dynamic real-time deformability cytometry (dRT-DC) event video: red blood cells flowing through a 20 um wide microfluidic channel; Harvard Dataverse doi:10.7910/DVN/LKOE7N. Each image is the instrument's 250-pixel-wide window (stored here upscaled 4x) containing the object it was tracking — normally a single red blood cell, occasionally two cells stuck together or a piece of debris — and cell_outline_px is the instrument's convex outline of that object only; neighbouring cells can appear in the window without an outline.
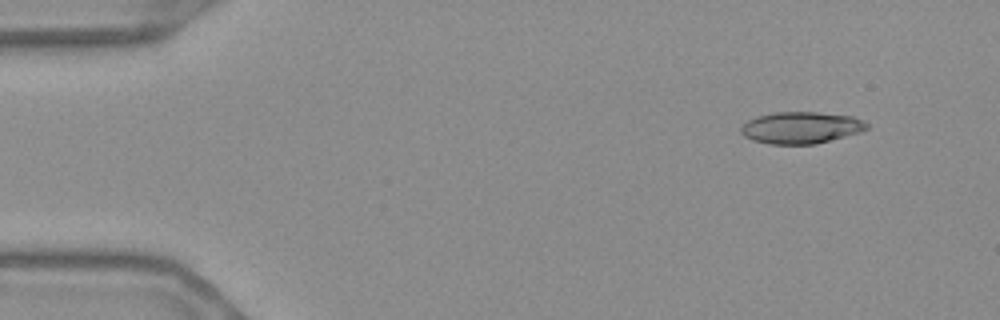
{"species": "Egyptian fruit bat (a non-hibernating species)", "species_latin": "Rousettus aegyptiacus", "temperature_condition": "warm", "stored_images_in_passage": 51, "camera_frame_rate_fps": 3000, "um_per_image_px": 0.085, "frame": {"image": 1, "passage_image": 1, "time_ms": 0.0, "image_size_px": [1000, 320], "cell_outline_px": [[868, 128], [860, 132], [816, 144], [768, 144], [752, 140], [744, 136], [740, 132], [740, 128], [748, 120], [756, 116], [776, 112], [816, 112], [852, 116], [868, 124]], "centroid_in_image_um": [68.05, 10.85], "position_along_channel_um": 16.9, "area_um2": 23.24}}
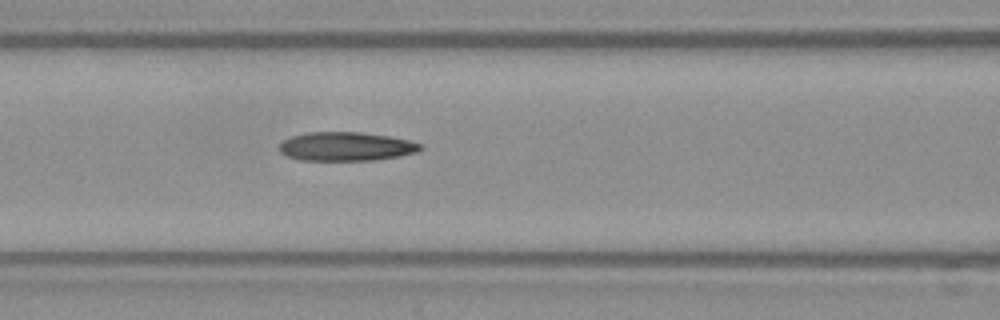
{"frame": {"image": 2, "passage_image": 19, "time_ms": 6.0, "image_size_px": [1000, 320], "cell_outline_px": [[424, 148], [416, 152], [400, 156], [376, 160], [300, 160], [288, 156], [280, 152], [280, 144], [284, 140], [292, 136], [308, 132], [360, 132], [388, 136], [408, 140], [424, 144]], "centroid_in_image_um": [29.46, 12.45], "position_along_channel_um": 137.1, "area_um2": 23.7}}
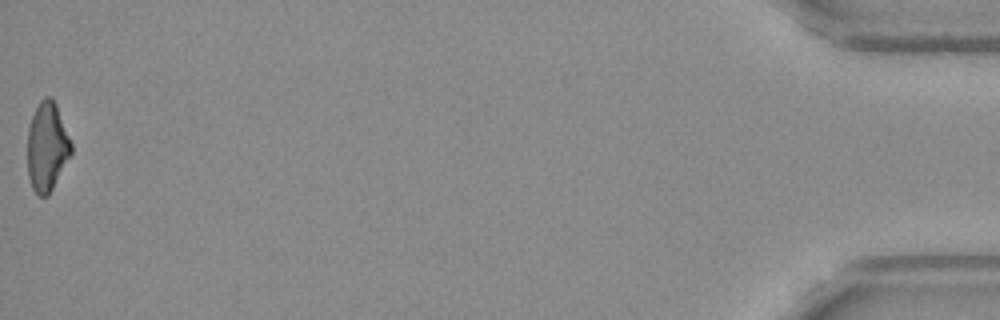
{"frame": {"image": 3, "passage_image": 51, "time_ms": 16.667, "image_size_px": [1000, 320], "cell_outline_px": [[72, 152], [48, 196], [40, 196], [32, 188], [28, 176], [28, 128], [32, 116], [40, 100], [44, 96], [52, 96], [56, 104], [72, 144]], "centroid_in_image_um": [3.99, 12.45], "position_along_channel_um": 431.2, "area_um2": 22.48}, "authors_computed_cell_mechanics": {"area_um2": 23.6402, "velocity_mm_per_s": 3.6923, "shape_relaxation_time_tau1_ms": null, "shape_relaxation_time_tau2_ms": 4.7963, "deformation_change_tau1": null, "deformation_change_tau2": 0.1641}}